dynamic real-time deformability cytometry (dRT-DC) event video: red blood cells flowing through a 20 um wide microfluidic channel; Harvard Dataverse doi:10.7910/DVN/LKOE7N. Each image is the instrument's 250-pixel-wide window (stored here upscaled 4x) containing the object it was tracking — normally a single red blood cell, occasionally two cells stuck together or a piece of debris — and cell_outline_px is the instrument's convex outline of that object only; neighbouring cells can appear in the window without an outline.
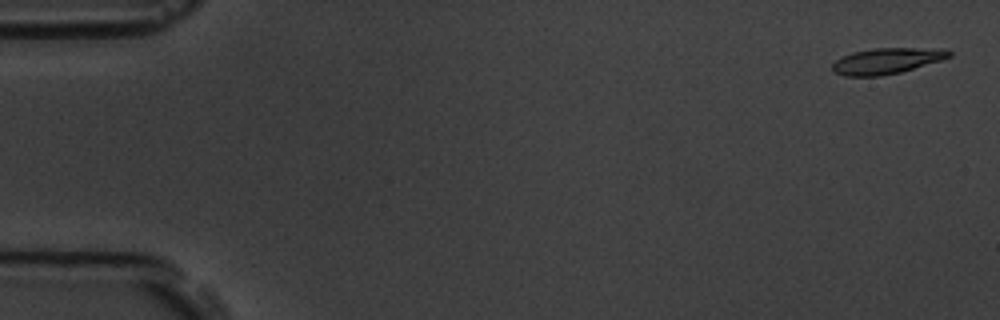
{"species": "common noctule bat (a hibernating species)", "species_latin": "Nyctalus noctula", "temperature_condition": "room temperature", "stored_images_in_passage": 15, "camera_frame_rate_fps": 3000, "um_per_image_px": 0.085, "animal": {"sex": "male", "body_mass_g": 19.5, "forearm_length_mm": 54.6}, "frame": {"image": 1, "passage_image": 1, "time_ms": 0.0, "image_size_px": [1000, 320], "cell_outline_px": [[952, 56], [940, 60], [900, 72], [880, 76], [844, 76], [832, 72], [832, 64], [836, 60], [852, 52], [876, 48], [948, 48], [952, 52]], "centroid_in_image_um": [75.38, 5.17], "position_along_channel_um": 9.6, "area_um2": 17.63}}
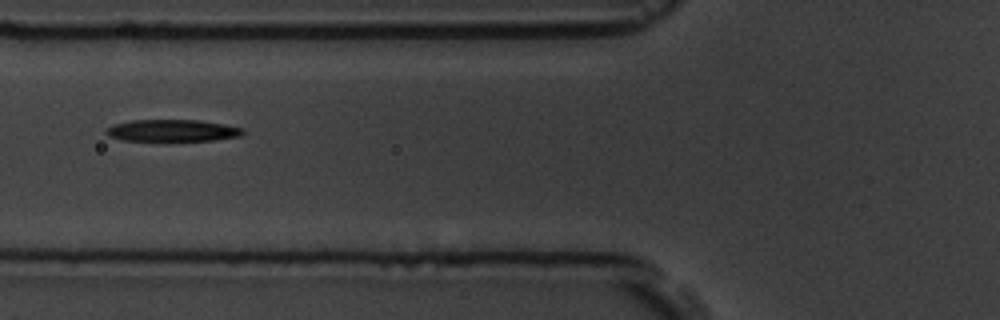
{"frame": {"image": 2, "passage_image": 6, "time_ms": 6.667, "image_size_px": [1000, 320], "cell_outline_px": [[244, 132], [240, 136], [212, 140], [124, 140], [108, 136], [104, 132], [108, 128], [116, 124], [132, 120], [200, 120], [224, 124], [244, 128]], "centroid_in_image_um": [14.68, 11.08], "position_along_channel_um": 111.1, "area_um2": 17.17}}
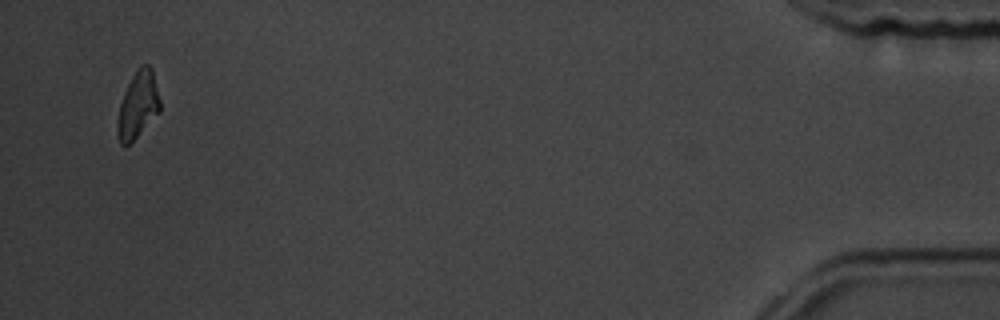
{"frame": {"image": 3, "passage_image": 15, "time_ms": 17.667, "image_size_px": [1000, 320], "cell_outline_px": [[160, 112], [124, 148], [120, 144], [116, 132], [116, 128], [120, 104], [124, 92], [132, 76], [140, 64], [148, 64], [152, 68], [160, 100]], "centroid_in_image_um": [11.71, 8.91], "position_along_channel_um": 423.5, "area_um2": 16.47}, "authors_computed_cell_mechanics": {"area_um2": 17.4556, "velocity_mm_per_s": 3.6104, "shape_relaxation_time_tau1_ms": 2.243, "shape_relaxation_time_tau2_ms": null, "deformation_change_tau1": 0.1303, "deformation_change_tau2": null}}